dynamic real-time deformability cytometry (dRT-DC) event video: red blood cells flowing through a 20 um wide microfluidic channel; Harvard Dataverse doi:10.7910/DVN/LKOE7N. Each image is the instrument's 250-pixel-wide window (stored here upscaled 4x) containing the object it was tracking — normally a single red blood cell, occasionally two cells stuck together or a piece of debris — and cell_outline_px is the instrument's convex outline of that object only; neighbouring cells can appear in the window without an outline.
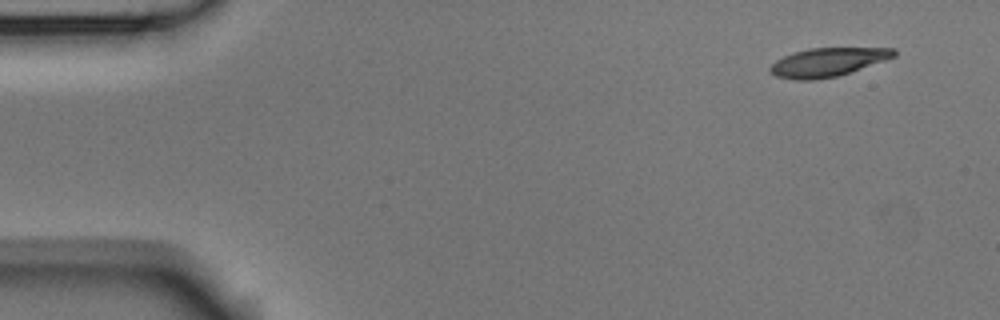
{"species": "Egyptian fruit bat (a non-hibernating species)", "species_latin": "Rousettus aegyptiacus", "temperature_condition": "room temperature", "stored_images_in_passage": 4, "camera_frame_rate_fps": 3000, "um_per_image_px": 0.085, "animal": {"sex": "male"}, "frame": {"image": 1, "passage_image": 1, "time_ms": 0.0, "image_size_px": [1000, 320], "cell_outline_px": [[896, 56], [836, 76], [812, 80], [796, 80], [776, 76], [768, 68], [776, 60], [784, 56], [808, 48], [896, 48]], "centroid_in_image_um": [70.33, 5.27], "position_along_channel_um": 14.7, "area_um2": 20.23}}
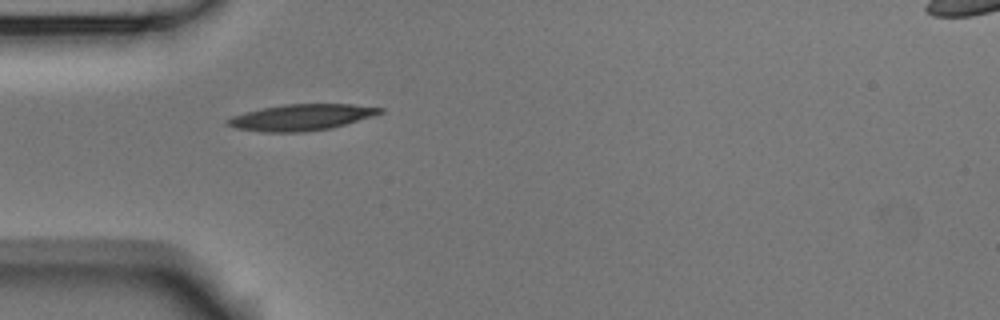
{"frame": {"image": 2, "passage_image": 4, "time_ms": 1.0, "image_size_px": [1000, 320], "cell_outline_px": [[384, 112], [372, 116], [332, 128], [304, 132], [264, 132], [236, 128], [224, 124], [224, 120], [232, 116], [244, 112], [260, 108], [284, 104], [352, 104], [384, 108]], "centroid_in_image_um": [25.57, 9.97], "position_along_channel_um": 59.4, "area_um2": 23.41}}